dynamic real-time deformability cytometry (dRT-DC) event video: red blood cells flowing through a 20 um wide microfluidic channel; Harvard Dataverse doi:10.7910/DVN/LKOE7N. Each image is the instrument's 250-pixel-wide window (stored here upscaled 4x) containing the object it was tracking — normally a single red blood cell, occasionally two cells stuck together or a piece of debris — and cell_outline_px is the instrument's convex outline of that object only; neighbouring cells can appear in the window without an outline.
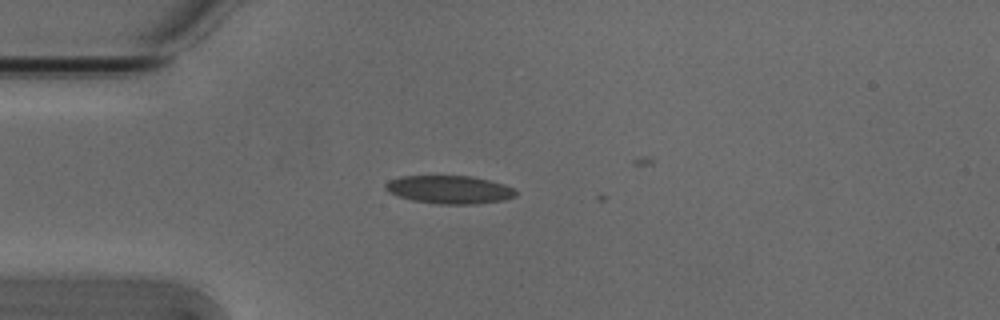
{"species": "Egyptian fruit bat (a non-hibernating species)", "species_latin": "Rousettus aegyptiacus", "temperature_condition": "cold", "stored_images_in_passage": 3, "camera_frame_rate_fps": 3000, "um_per_image_px": 0.085, "animal": {"sex": "male"}, "frame": {"image": 1, "passage_image": 1, "time_ms": 0.0, "image_size_px": [1000, 320], "cell_outline_px": [[516, 196], [504, 200], [476, 204], [436, 204], [412, 200], [388, 192], [384, 188], [384, 184], [388, 180], [400, 176], [472, 176], [504, 184], [512, 188], [516, 192]], "centroid_in_image_um": [38.17, 16.11], "position_along_channel_um": 46.8, "area_um2": 21.39}}